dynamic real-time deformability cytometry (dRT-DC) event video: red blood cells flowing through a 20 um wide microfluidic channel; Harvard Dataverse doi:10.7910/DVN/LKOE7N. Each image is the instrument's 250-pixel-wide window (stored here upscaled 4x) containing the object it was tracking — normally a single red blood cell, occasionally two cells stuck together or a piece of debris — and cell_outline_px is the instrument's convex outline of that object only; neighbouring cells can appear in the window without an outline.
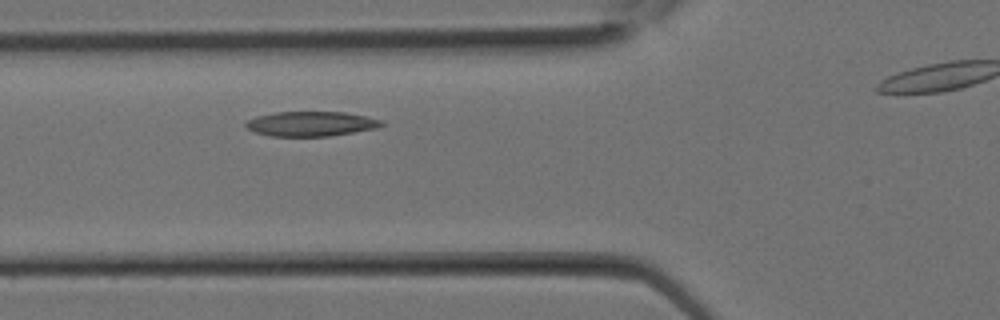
{"species": "Egyptian fruit bat (a non-hibernating species)", "species_latin": "Rousettus aegyptiacus", "temperature_condition": "room temperature", "stored_images_in_passage": 6, "camera_frame_rate_fps": 3000, "um_per_image_px": 0.085, "animal": {"sex": "female"}, "frame": {"image": 1, "passage_image": 5, "time_ms": 1.333, "image_size_px": [1000, 320], "cell_outline_px": [[384, 124], [376, 128], [328, 136], [272, 136], [256, 132], [248, 128], [244, 124], [248, 120], [256, 116], [276, 112], [344, 112], [364, 116], [380, 120]], "centroid_in_image_um": [26.4, 10.52], "position_along_channel_um": 99.4, "area_um2": 19.25}}